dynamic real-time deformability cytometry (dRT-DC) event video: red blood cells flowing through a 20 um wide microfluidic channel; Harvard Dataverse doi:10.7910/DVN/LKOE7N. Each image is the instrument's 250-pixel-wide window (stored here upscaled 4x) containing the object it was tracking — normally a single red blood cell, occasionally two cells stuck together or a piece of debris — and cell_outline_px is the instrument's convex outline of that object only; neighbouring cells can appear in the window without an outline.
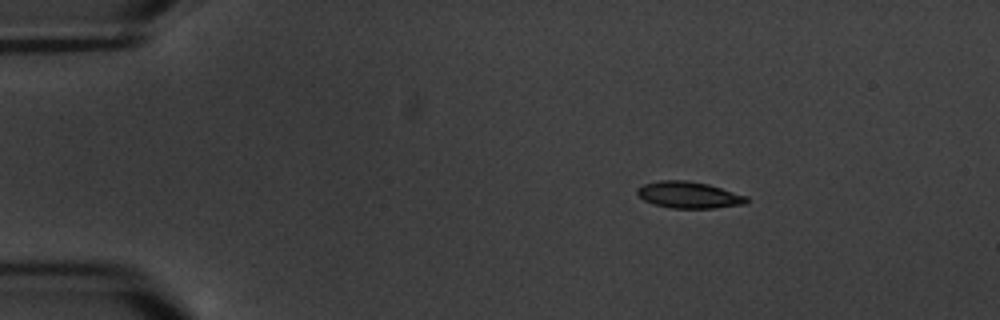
{"species": "common noctule bat (a hibernating species)", "species_latin": "Nyctalus noctula", "temperature_condition": "warm", "stored_images_in_passage": 7, "camera_frame_rate_fps": 3000, "um_per_image_px": 0.085, "animal": {"sex": "male", "body_mass_g": 20.1, "forearm_length_mm": 53.5}, "frame": {"image": 1, "passage_image": 3, "time_ms": 3.0, "image_size_px": [1000, 320], "cell_outline_px": [[748, 204], [716, 208], [672, 208], [652, 204], [644, 200], [636, 192], [636, 188], [644, 184], [660, 180], [688, 180], [708, 184], [748, 196]], "centroid_in_image_um": [58.57, 16.57], "position_along_channel_um": 26.4, "area_um2": 17.11}}
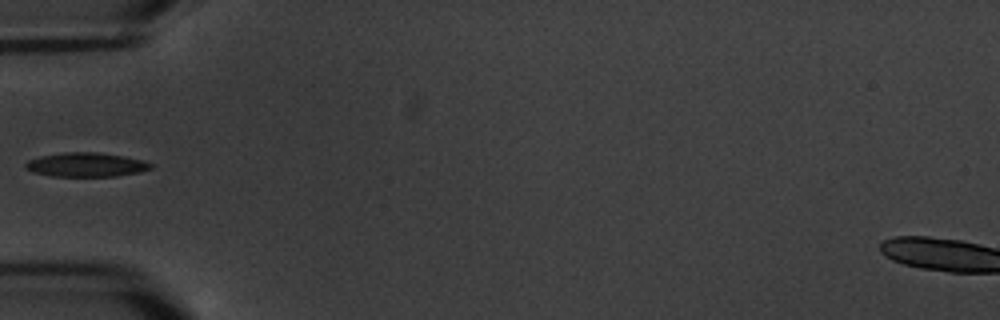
{"frame": {"image": 2, "passage_image": 6, "time_ms": 6.667, "image_size_px": [1000, 320], "cell_outline_px": [[156, 164], [152, 168], [140, 172], [116, 176], [52, 176], [32, 172], [24, 168], [24, 164], [28, 160], [40, 156], [64, 152], [96, 152], [124, 156], [144, 160]], "centroid_in_image_um": [7.34, 14.0], "position_along_channel_um": 77.7, "area_um2": 17.8}}